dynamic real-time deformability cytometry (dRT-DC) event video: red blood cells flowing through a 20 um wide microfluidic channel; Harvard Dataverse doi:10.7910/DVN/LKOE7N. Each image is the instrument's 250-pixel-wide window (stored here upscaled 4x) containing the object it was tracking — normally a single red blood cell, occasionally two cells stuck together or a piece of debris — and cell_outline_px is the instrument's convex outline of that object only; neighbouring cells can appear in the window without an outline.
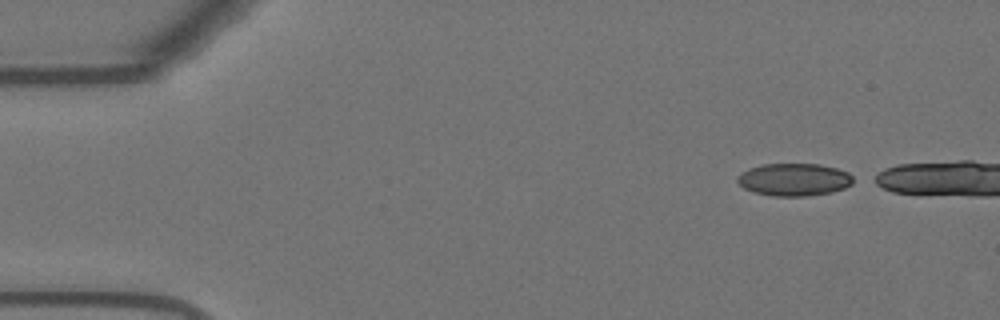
{"species": "Egyptian fruit bat (a non-hibernating species)", "species_latin": "Rousettus aegyptiacus", "temperature_condition": "warm", "stored_images_in_passage": 11, "camera_frame_rate_fps": 3000, "um_per_image_px": 0.085, "animal": {"sex": "female"}, "frame": {"image": 1, "passage_image": 1, "time_ms": 0.0, "image_size_px": [1000, 320], "cell_outline_px": [[852, 184], [844, 188], [832, 192], [804, 196], [772, 196], [752, 192], [744, 188], [736, 180], [736, 176], [740, 172], [748, 168], [760, 164], [820, 164], [836, 168], [848, 172], [852, 176]], "centroid_in_image_um": [67.45, 15.26], "position_along_channel_um": 17.6, "area_um2": 22.14}}